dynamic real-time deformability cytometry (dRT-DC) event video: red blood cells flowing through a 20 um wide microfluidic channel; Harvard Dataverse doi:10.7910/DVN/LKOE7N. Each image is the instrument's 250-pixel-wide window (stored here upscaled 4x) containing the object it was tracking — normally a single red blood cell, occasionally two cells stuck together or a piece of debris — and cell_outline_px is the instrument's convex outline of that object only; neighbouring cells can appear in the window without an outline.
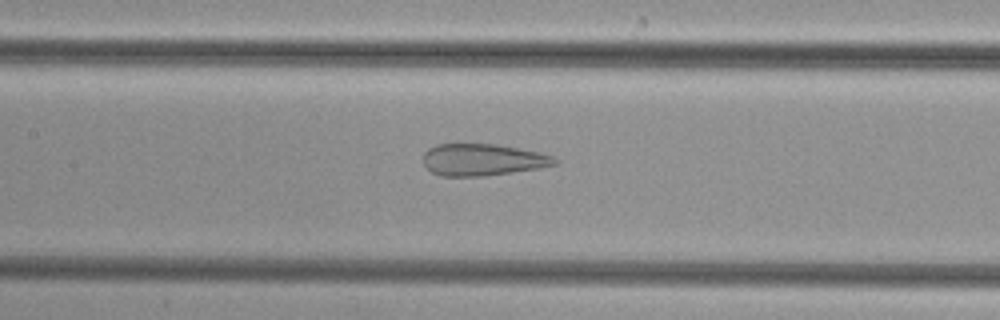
{"species": "common noctule bat (a hibernating species)", "species_latin": "Nyctalus noctula", "temperature_condition": "cold", "stored_images_in_passage": 39, "camera_frame_rate_fps": 3000, "um_per_image_px": 0.085, "animal": {"sex": "female", "body_mass_g": 29.2, "forearm_length_mm": 56.3}, "frame": {"image": 1, "passage_image": 13, "time_ms": 4.0, "image_size_px": [1000, 320], "cell_outline_px": [[560, 160], [556, 164], [540, 168], [484, 176], [440, 176], [432, 172], [424, 164], [424, 152], [428, 148], [436, 144], [496, 144], [540, 152], [552, 156]], "centroid_in_image_um": [41.03, 13.57], "position_along_channel_um": 166.4, "area_um2": 24.45}}
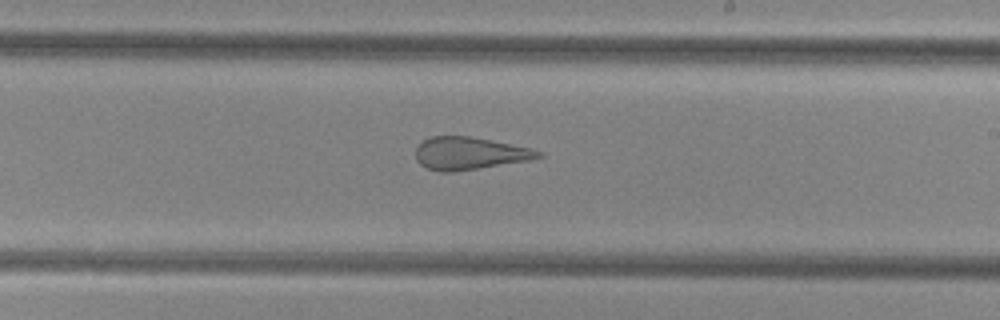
{"frame": {"image": 2, "passage_image": 19, "time_ms": 6.0, "image_size_px": [1000, 320], "cell_outline_px": [[544, 156], [532, 160], [456, 172], [440, 172], [428, 168], [420, 164], [416, 160], [416, 148], [424, 140], [432, 136], [468, 136], [532, 148], [544, 152]], "centroid_in_image_um": [39.95, 13.05], "position_along_channel_um": 249.1, "area_um2": 23.41}}
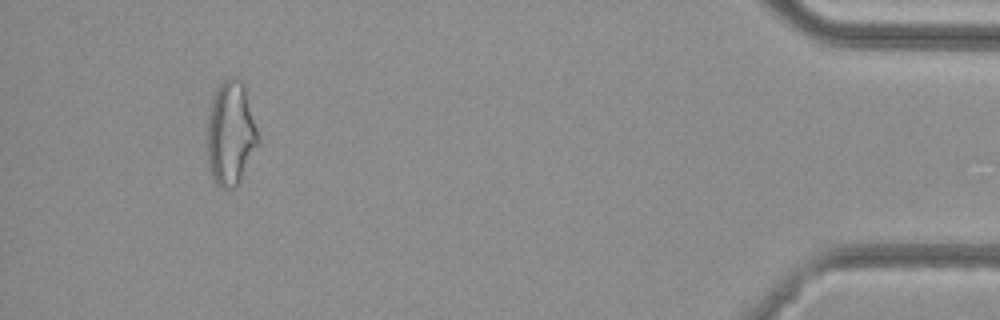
{"frame": {"image": 3, "passage_image": 36, "time_ms": 11.667, "image_size_px": [1000, 320], "cell_outline_px": [[260, 144], [240, 184], [236, 188], [224, 188], [216, 184], [212, 180], [208, 164], [208, 116], [212, 92], [228, 76], [236, 76], [244, 80], [260, 140]], "centroid_in_image_um": [19.64, 11.32], "position_along_channel_um": 415.6, "area_um2": 32.02}}